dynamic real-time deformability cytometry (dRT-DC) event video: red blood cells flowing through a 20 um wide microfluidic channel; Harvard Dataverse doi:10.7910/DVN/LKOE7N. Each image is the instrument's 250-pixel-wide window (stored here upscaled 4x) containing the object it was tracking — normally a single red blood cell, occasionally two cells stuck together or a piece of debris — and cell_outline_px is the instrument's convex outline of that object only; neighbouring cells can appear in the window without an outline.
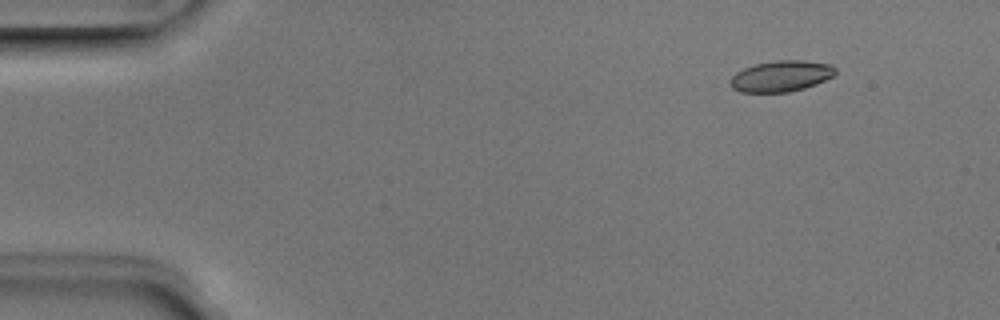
{"species": "Egyptian fruit bat (a non-hibernating species)", "species_latin": "Rousettus aegyptiacus", "temperature_condition": "room temperature", "stored_images_in_passage": 5, "camera_frame_rate_fps": 3000, "um_per_image_px": 0.085, "animal": {"sex": "male"}, "frame": {"image": 1, "passage_image": 2, "time_ms": 0.333, "image_size_px": [1000, 320], "cell_outline_px": [[836, 72], [832, 76], [816, 84], [804, 88], [788, 92], [740, 92], [732, 88], [728, 84], [732, 76], [736, 72], [744, 68], [756, 64], [776, 60], [800, 60], [832, 64], [836, 68]], "centroid_in_image_um": [66.37, 6.47], "position_along_channel_um": 18.6, "area_um2": 19.02}}
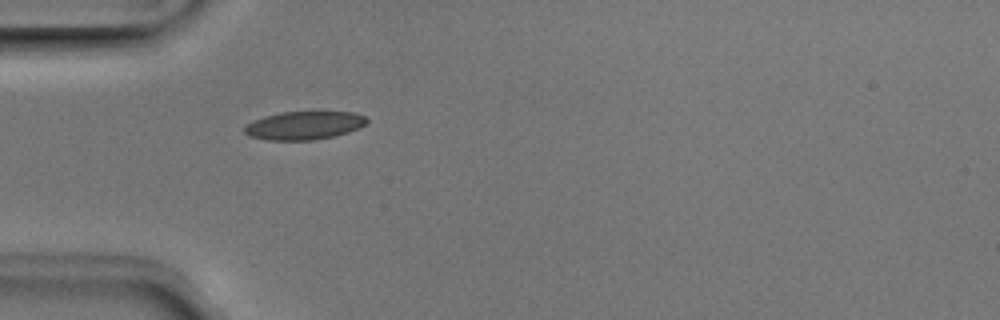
{"frame": {"image": 2, "passage_image": 5, "time_ms": 1.333, "image_size_px": [1000, 320], "cell_outline_px": [[368, 120], [360, 128], [348, 132], [332, 136], [312, 140], [264, 140], [248, 136], [244, 132], [244, 128], [248, 124], [264, 116], [280, 112], [352, 112], [364, 116]], "centroid_in_image_um": [25.83, 10.67], "position_along_channel_um": 59.2, "area_um2": 20.0}}